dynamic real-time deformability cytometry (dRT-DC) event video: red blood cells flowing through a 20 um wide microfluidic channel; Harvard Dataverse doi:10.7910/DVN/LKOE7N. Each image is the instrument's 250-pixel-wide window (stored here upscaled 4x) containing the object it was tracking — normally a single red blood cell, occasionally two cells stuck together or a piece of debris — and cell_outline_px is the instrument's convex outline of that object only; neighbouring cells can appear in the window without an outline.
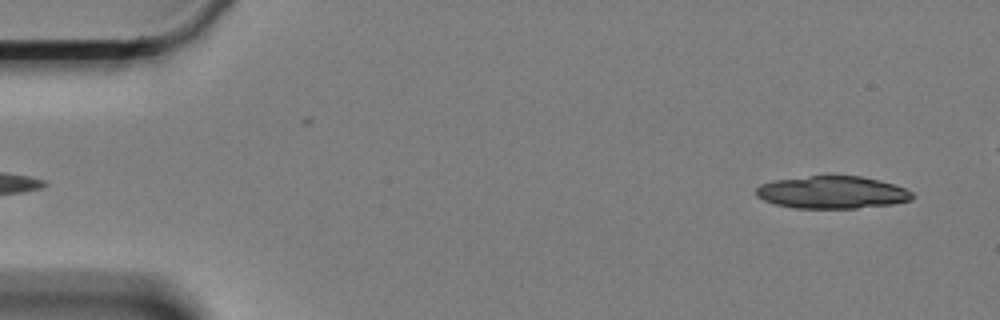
{"species": "Egyptian fruit bat (a non-hibernating species)", "species_latin": "Rousettus aegyptiacus", "temperature_condition": "cold", "stored_images_in_passage": 8, "camera_frame_rate_fps": 3000, "um_per_image_px": 0.085, "animal": {"sex": "female"}, "frame": {"image": 1, "passage_image": 2, "time_ms": 0.333, "image_size_px": [1000, 320], "cell_outline_px": [[912, 200], [892, 204], [856, 208], [796, 208], [776, 204], [764, 200], [756, 196], [756, 188], [760, 184], [772, 180], [812, 176], [860, 176], [880, 180], [904, 188], [912, 192]], "centroid_in_image_um": [70.71, 16.35], "position_along_channel_um": 14.3, "area_um2": 29.42}}